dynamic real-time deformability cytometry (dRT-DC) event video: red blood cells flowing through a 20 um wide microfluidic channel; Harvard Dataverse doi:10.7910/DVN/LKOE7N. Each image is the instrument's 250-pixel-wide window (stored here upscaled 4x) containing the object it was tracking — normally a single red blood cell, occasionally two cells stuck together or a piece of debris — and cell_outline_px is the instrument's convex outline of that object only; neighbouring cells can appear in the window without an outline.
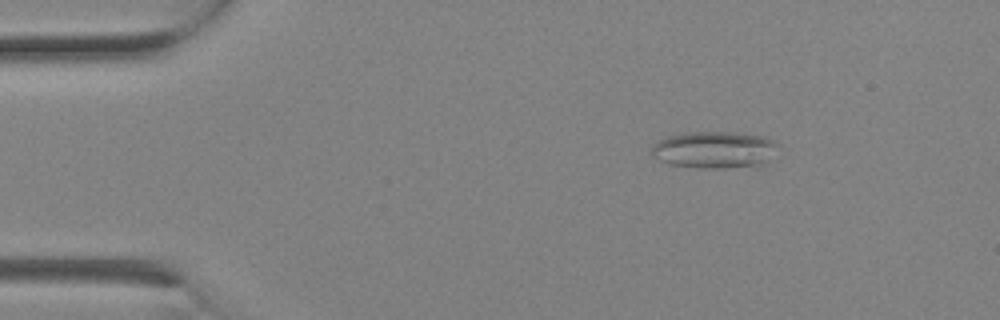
{"species": "Egyptian fruit bat (a non-hibernating species)", "species_latin": "Rousettus aegyptiacus", "temperature_condition": "room temperature", "stored_images_in_passage": 7, "camera_frame_rate_fps": 3000, "um_per_image_px": 0.085, "animal": {"sex": "female"}, "frame": {"image": 1, "passage_image": 4, "time_ms": 1.0, "image_size_px": [1000, 320], "cell_outline_px": [[776, 144], [768, 164], [764, 168], [700, 168], [672, 164], [660, 160], [652, 156], [652, 144], [668, 136], [688, 132], [736, 132], [764, 136], [772, 140]], "centroid_in_image_um": [60.79, 12.76], "position_along_channel_um": 24.2, "area_um2": 27.63}}